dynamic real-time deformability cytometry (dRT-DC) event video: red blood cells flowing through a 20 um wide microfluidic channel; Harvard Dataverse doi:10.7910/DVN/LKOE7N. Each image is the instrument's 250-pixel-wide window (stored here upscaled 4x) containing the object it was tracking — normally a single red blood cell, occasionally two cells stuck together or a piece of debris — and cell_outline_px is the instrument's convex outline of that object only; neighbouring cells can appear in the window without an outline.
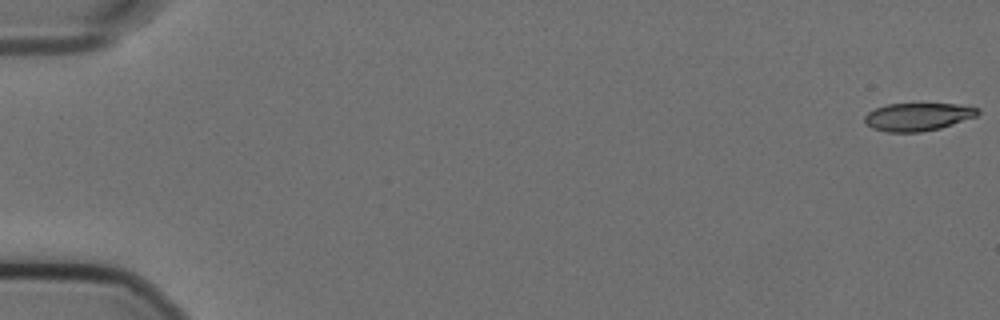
{"species": "Egyptian fruit bat (a non-hibernating species)", "species_latin": "Rousettus aegyptiacus", "temperature_condition": "cold", "stored_images_in_passage": 8, "camera_frame_rate_fps": 3000, "um_per_image_px": 0.085, "animal": {"sex": "female"}, "frame": {"image": 1, "passage_image": 1, "time_ms": 0.0, "image_size_px": [1000, 320], "cell_outline_px": [[980, 112], [976, 116], [940, 128], [920, 132], [888, 132], [872, 128], [864, 124], [864, 116], [868, 112], [876, 108], [888, 104], [960, 104], [980, 108]], "centroid_in_image_um": [78.0, 9.93], "position_along_channel_um": 7.0, "area_um2": 18.38}}